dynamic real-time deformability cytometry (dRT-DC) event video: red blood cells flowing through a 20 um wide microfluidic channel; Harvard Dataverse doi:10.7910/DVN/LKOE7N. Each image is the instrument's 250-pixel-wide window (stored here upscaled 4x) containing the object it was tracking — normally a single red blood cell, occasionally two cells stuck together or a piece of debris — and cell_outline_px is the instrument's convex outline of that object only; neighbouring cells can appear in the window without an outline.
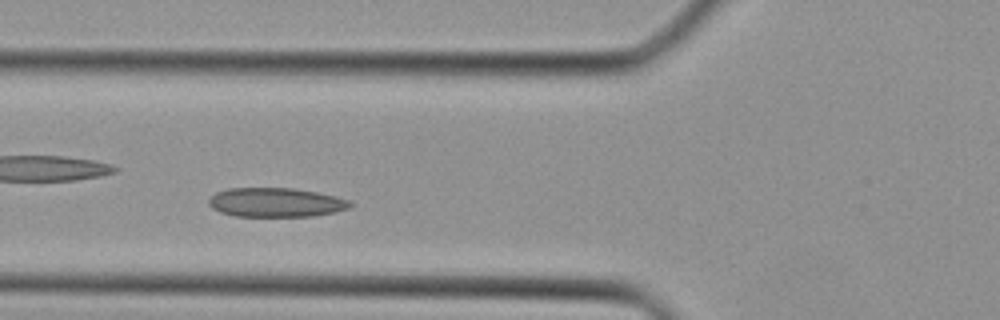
{"species": "Egyptian fruit bat (a non-hibernating species)", "species_latin": "Rousettus aegyptiacus", "temperature_condition": "cold", "stored_images_in_passage": 27, "camera_frame_rate_fps": 3000, "um_per_image_px": 0.085, "animal": {"sex": "female"}, "frame": {"image": 1, "passage_image": 4, "time_ms": 1.0, "image_size_px": [1000, 320], "cell_outline_px": [[352, 204], [348, 208], [336, 212], [312, 216], [236, 216], [220, 212], [212, 208], [208, 204], [208, 200], [216, 192], [228, 188], [292, 188], [316, 192], [336, 196], [352, 200]], "centroid_in_image_um": [23.46, 17.2], "position_along_channel_um": 102.3, "area_um2": 24.1}}
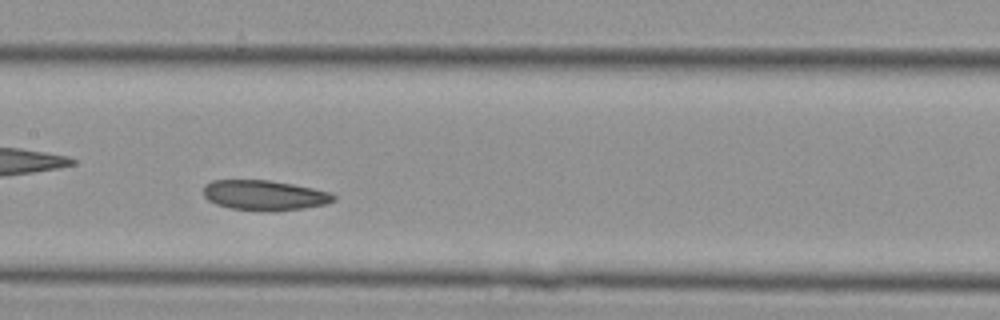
{"frame": {"image": 2, "passage_image": 9, "time_ms": 2.667, "image_size_px": [1000, 320], "cell_outline_px": [[336, 200], [324, 204], [276, 212], [272, 212], [228, 208], [216, 204], [208, 200], [204, 196], [204, 184], [212, 180], [268, 180], [292, 184], [332, 192], [336, 196]], "centroid_in_image_um": [22.46, 16.6], "position_along_channel_um": 184.9, "area_um2": 22.95}}
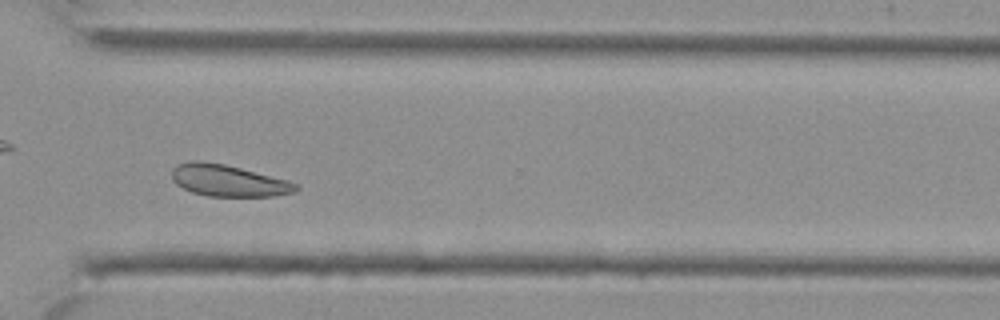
{"frame": {"image": 3, "passage_image": 19, "time_ms": 6.0, "image_size_px": [1000, 320], "cell_outline_px": [[300, 188], [296, 192], [272, 196], [208, 196], [192, 192], [176, 184], [172, 180], [172, 168], [176, 164], [192, 160], [196, 160], [224, 164], [288, 180], [296, 184]], "centroid_in_image_um": [19.38, 15.35], "position_along_channel_um": 351.2, "area_um2": 22.83}}